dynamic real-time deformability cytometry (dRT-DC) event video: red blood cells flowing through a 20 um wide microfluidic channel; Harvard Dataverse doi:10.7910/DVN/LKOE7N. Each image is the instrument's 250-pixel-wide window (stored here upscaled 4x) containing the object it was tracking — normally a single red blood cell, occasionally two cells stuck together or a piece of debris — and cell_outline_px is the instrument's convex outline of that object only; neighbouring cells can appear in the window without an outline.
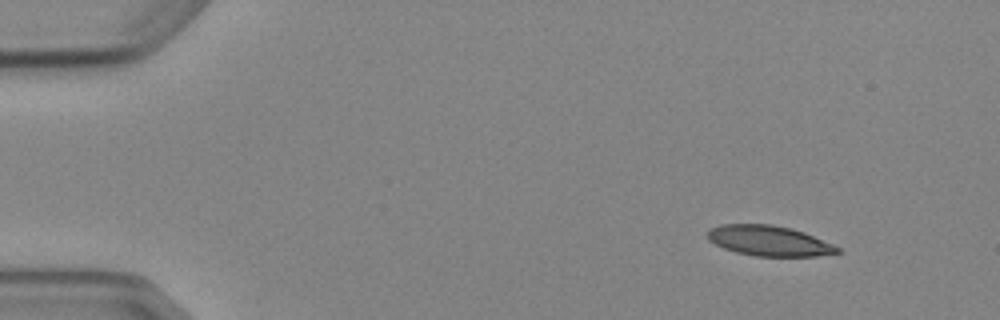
{"species": "Egyptian fruit bat (a non-hibernating species)", "species_latin": "Rousettus aegyptiacus", "temperature_condition": "cold", "stored_images_in_passage": 5, "camera_frame_rate_fps": 3000, "um_per_image_px": 0.085, "animal": {"sex": "female"}, "frame": {"image": 1, "passage_image": 1, "time_ms": 0.0, "image_size_px": [1000, 320], "cell_outline_px": [[844, 252], [816, 256], [756, 256], [736, 252], [724, 248], [708, 240], [708, 232], [712, 228], [720, 224], [772, 224], [792, 228], [804, 232], [832, 244], [840, 248]], "centroid_in_image_um": [65.4, 20.46], "position_along_channel_um": 19.6, "area_um2": 22.89}}
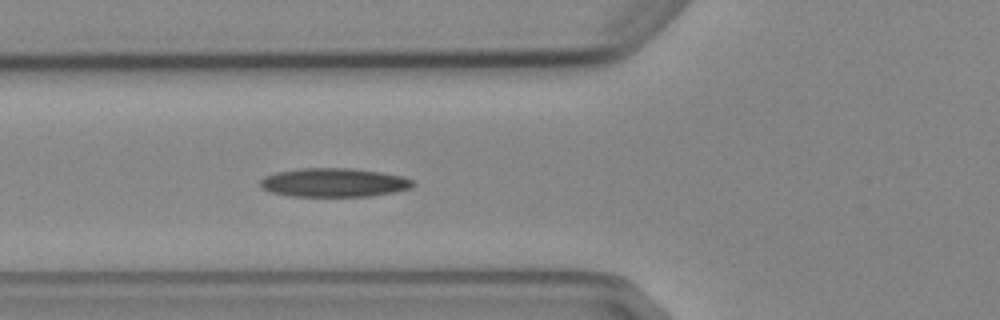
{"frame": {"image": 2, "passage_image": 5, "time_ms": 4.667, "image_size_px": [1000, 320], "cell_outline_px": [[416, 184], [412, 188], [392, 192], [368, 196], [288, 196], [272, 192], [260, 188], [260, 180], [264, 176], [276, 172], [300, 168], [352, 168], [380, 172], [404, 176], [412, 180]], "centroid_in_image_um": [28.37, 15.51], "position_along_channel_um": 97.4, "area_um2": 25.72}}